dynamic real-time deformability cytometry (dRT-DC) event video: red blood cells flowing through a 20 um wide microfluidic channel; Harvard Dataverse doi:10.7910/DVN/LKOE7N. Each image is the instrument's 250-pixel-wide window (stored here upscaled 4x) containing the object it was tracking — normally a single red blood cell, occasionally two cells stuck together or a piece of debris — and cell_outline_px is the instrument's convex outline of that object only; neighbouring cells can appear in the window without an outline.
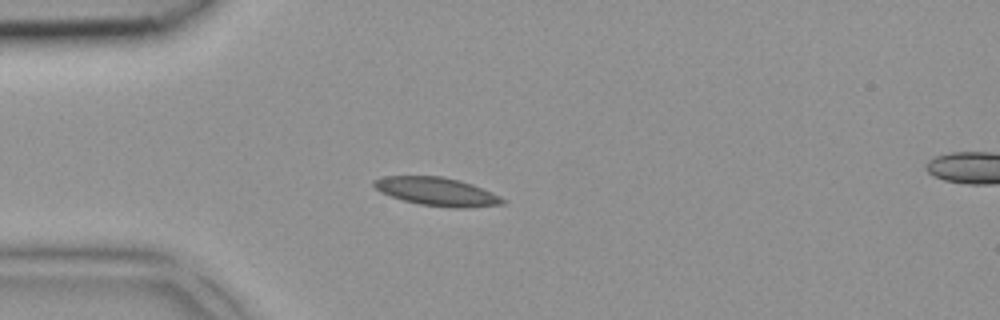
{"species": "common noctule bat (a hibernating species)", "species_latin": "Nyctalus noctula", "temperature_condition": "room temperature", "stored_images_in_passage": 3, "camera_frame_rate_fps": 3000, "um_per_image_px": 0.085, "animal": {"sex": "female", "body_mass_g": 18.4}, "frame": {"image": 1, "passage_image": 3, "time_ms": 0.667, "image_size_px": [1000, 320], "cell_outline_px": [[508, 200], [504, 204], [468, 208], [452, 208], [420, 204], [404, 200], [380, 192], [372, 184], [372, 180], [384, 176], [440, 176], [460, 180], [472, 184], [492, 192]], "centroid_in_image_um": [37.17, 16.29], "position_along_channel_um": 47.8, "area_um2": 21.33}}